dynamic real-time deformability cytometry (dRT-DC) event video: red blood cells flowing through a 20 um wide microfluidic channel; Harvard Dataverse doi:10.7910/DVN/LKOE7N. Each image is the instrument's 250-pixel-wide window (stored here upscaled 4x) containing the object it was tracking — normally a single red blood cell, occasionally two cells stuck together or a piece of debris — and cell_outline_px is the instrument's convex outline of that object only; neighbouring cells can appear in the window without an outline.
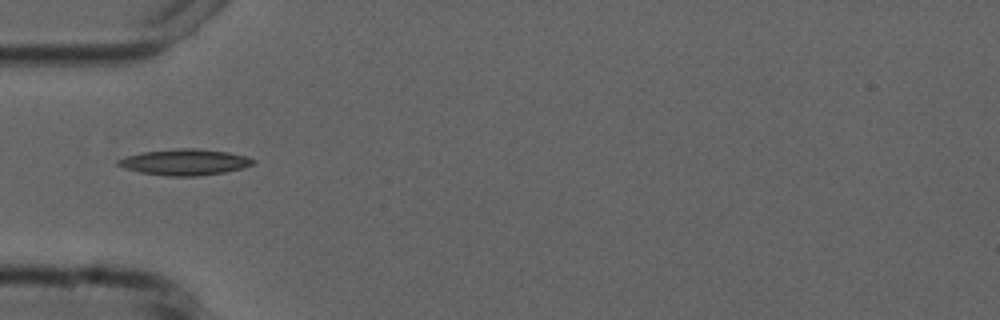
{"species": "common noctule bat (a hibernating species)", "species_latin": "Nyctalus noctula", "temperature_condition": "cold", "stored_images_in_passage": 38, "camera_frame_rate_fps": 3000, "um_per_image_px": 0.085, "animal": {"sex": "male", "forearm_length_mm": 52.5}, "frame": {"image": 1, "passage_image": 1, "time_ms": 0.0, "image_size_px": [1000, 320], "cell_outline_px": [[256, 164], [224, 172], [196, 176], [168, 176], [140, 172], [124, 168], [116, 164], [116, 160], [128, 156], [144, 152], [176, 148], [196, 148], [228, 152], [248, 156], [256, 160]], "centroid_in_image_um": [15.73, 13.77], "position_along_channel_um": 69.3, "area_um2": 20.46}}
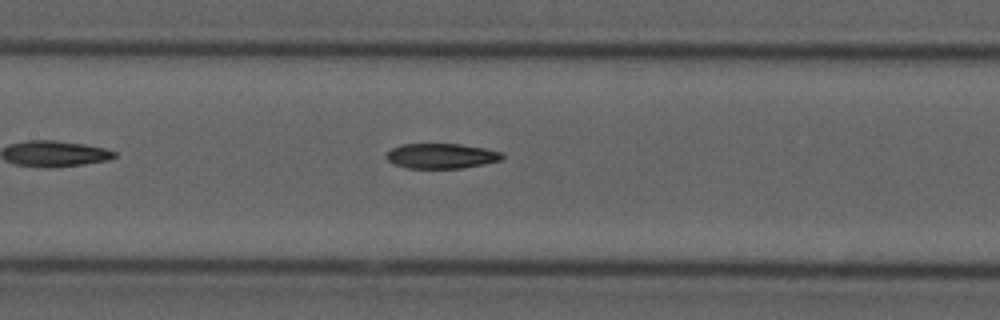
{"frame": {"image": 2, "passage_image": 9, "time_ms": 2.667, "image_size_px": [1000, 320], "cell_outline_px": [[504, 156], [500, 160], [484, 164], [460, 168], [404, 168], [388, 160], [384, 156], [392, 148], [404, 144], [460, 144], [484, 148], [504, 152]], "centroid_in_image_um": [37.53, 13.25], "position_along_channel_um": 169.9, "area_um2": 16.88}}
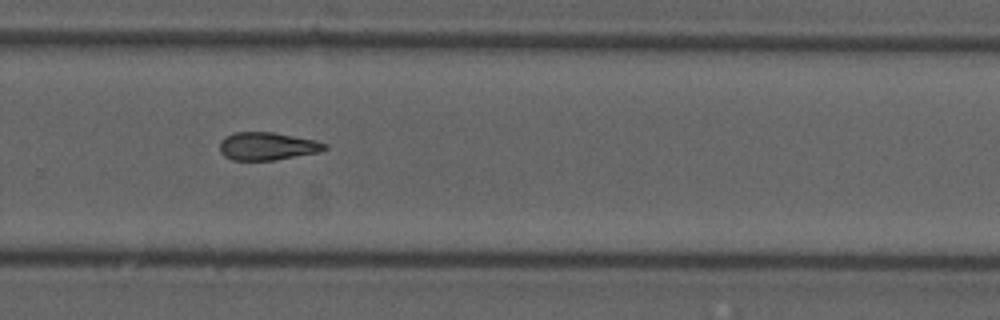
{"frame": {"image": 3, "passage_image": 20, "time_ms": 6.333, "image_size_px": [1000, 320], "cell_outline_px": [[328, 148], [320, 152], [276, 160], [232, 160], [224, 156], [220, 152], [220, 140], [224, 136], [236, 132], [272, 132], [316, 140], [328, 144]], "centroid_in_image_um": [22.73, 12.43], "position_along_channel_um": 307.1, "area_um2": 17.22}}